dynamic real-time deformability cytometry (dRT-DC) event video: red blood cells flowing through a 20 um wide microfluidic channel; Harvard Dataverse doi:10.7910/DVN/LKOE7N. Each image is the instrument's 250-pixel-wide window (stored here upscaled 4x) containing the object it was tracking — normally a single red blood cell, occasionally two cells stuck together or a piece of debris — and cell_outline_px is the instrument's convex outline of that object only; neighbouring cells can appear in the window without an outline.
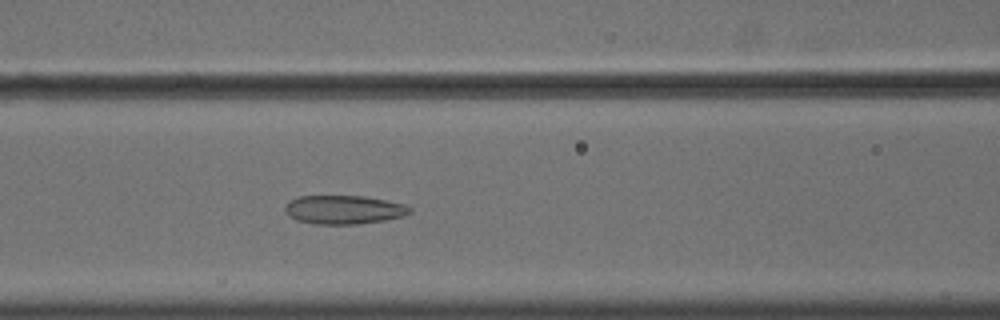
{"species": "common noctule bat (a hibernating species)", "species_latin": "Nyctalus noctula", "temperature_condition": "cold", "stored_images_in_passage": 40, "camera_frame_rate_fps": 3000, "um_per_image_px": 0.085, "animal": {"sex": "male", "body_mass_g": 18.8}, "frame": {"image": 1, "passage_image": 11, "time_ms": 3.333, "image_size_px": [1000, 320], "cell_outline_px": [[412, 212], [404, 216], [384, 220], [356, 224], [316, 224], [296, 220], [284, 208], [288, 200], [300, 196], [364, 196], [404, 204], [412, 208]], "centroid_in_image_um": [29.24, 17.82], "position_along_channel_um": 137.4, "area_um2": 20.75}}
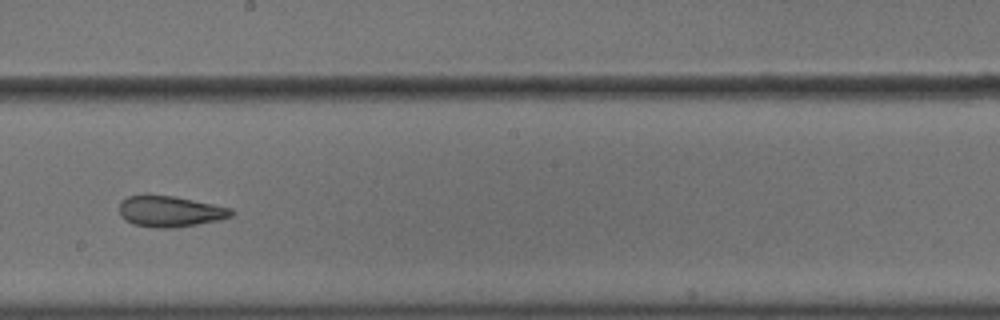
{"frame": {"image": 2, "passage_image": 19, "time_ms": 6.0, "image_size_px": [1000, 320], "cell_outline_px": [[236, 212], [232, 216], [220, 220], [172, 228], [156, 228], [132, 224], [124, 220], [120, 216], [120, 200], [128, 196], [172, 196], [232, 208]], "centroid_in_image_um": [14.46, 17.99], "position_along_channel_um": 233.7, "area_um2": 20.06}}
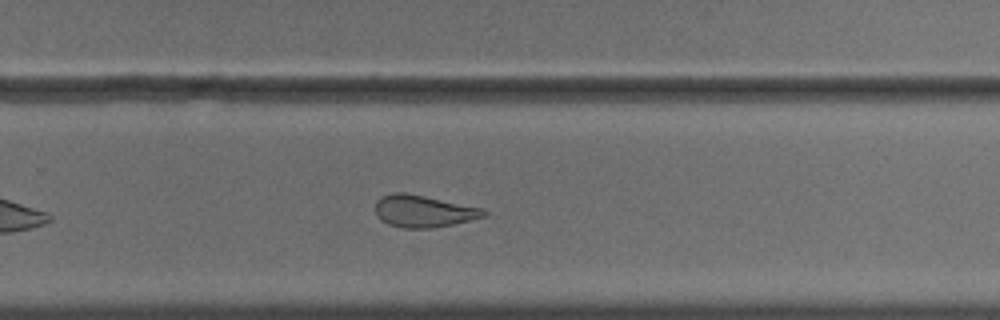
{"frame": {"image": 3, "passage_image": 24, "time_ms": 7.667, "image_size_px": [1000, 320], "cell_outline_px": [[488, 212], [484, 216], [452, 224], [432, 228], [400, 228], [388, 224], [380, 220], [376, 216], [376, 200], [380, 196], [392, 192], [404, 192], [484, 208]], "centroid_in_image_um": [35.94, 17.94], "position_along_channel_um": 293.9, "area_um2": 20.29}}